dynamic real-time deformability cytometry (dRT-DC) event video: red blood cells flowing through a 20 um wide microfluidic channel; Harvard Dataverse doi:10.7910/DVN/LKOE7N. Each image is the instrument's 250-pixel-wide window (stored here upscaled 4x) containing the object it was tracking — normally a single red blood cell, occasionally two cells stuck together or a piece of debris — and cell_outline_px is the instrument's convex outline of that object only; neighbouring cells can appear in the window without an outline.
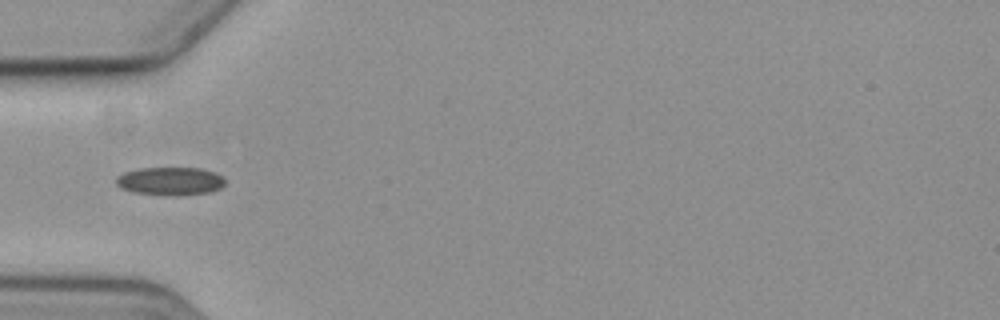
{"species": "common noctule bat (a hibernating species)", "species_latin": "Nyctalus noctula", "temperature_condition": "cold", "stored_images_in_passage": 6, "camera_frame_rate_fps": 3000, "um_per_image_px": 0.085, "animal": {"sex": "female", "body_mass_g": 19.3, "forearm_length_mm": 54.1}, "frame": {"image": 1, "passage_image": 5, "time_ms": 5.333, "image_size_px": [1000, 320], "cell_outline_px": [[224, 184], [220, 188], [208, 192], [176, 196], [172, 196], [132, 192], [120, 188], [116, 184], [116, 176], [124, 172], [140, 168], [200, 168], [216, 172], [224, 176]], "centroid_in_image_um": [14.46, 15.39], "position_along_channel_um": 70.5, "area_um2": 18.03}}
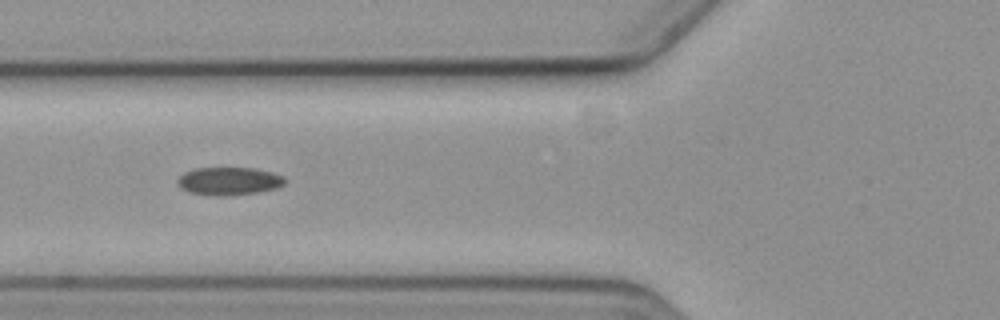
{"frame": {"image": 2, "passage_image": 6, "time_ms": 6.333, "image_size_px": [1000, 320], "cell_outline_px": [[284, 184], [276, 188], [260, 192], [228, 196], [216, 196], [188, 192], [180, 188], [176, 184], [176, 180], [184, 172], [192, 168], [256, 168], [272, 172], [284, 176]], "centroid_in_image_um": [19.43, 15.4], "position_along_channel_um": 106.4, "area_um2": 17.74}}